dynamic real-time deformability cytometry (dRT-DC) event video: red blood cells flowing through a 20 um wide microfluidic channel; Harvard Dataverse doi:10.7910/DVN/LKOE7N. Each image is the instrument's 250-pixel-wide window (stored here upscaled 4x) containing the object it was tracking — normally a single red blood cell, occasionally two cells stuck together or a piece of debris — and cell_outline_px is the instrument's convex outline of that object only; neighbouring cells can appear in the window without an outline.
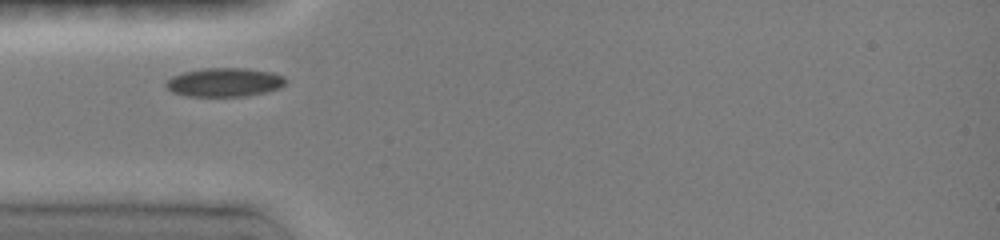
{"species": "common noctule bat (a hibernating species)", "species_latin": "Nyctalus noctula", "temperature_condition": "room temperature", "stored_images_in_passage": 18, "camera_frame_rate_fps": 3000, "um_per_image_px": 0.085, "animal": {"sex": "female", "body_mass_g": 19.0, "forearm_length_mm": 51.5}, "frame": {"image": 1, "passage_image": 1, "time_ms": 0.0, "image_size_px": [1000, 240], "cell_outline_px": [[284, 84], [280, 88], [264, 92], [244, 96], [188, 96], [172, 92], [164, 84], [172, 76], [184, 72], [204, 68], [244, 68], [272, 72], [284, 76]], "centroid_in_image_um": [19.06, 6.99], "position_along_channel_um": 65.9, "area_um2": 19.88}}
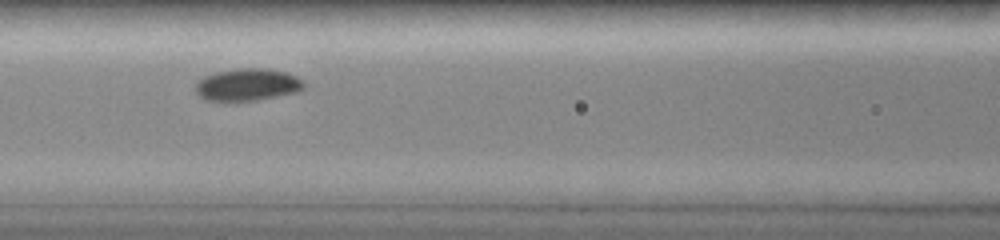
{"frame": {"image": 2, "passage_image": 6, "time_ms": 2.0, "image_size_px": [1000, 240], "cell_outline_px": [[304, 88], [296, 92], [256, 100], [208, 100], [200, 96], [196, 92], [196, 84], [204, 76], [216, 72], [236, 68], [264, 68], [288, 72], [304, 80]], "centroid_in_image_um": [21.07, 7.17], "position_along_channel_um": 145.5, "area_um2": 20.17}}
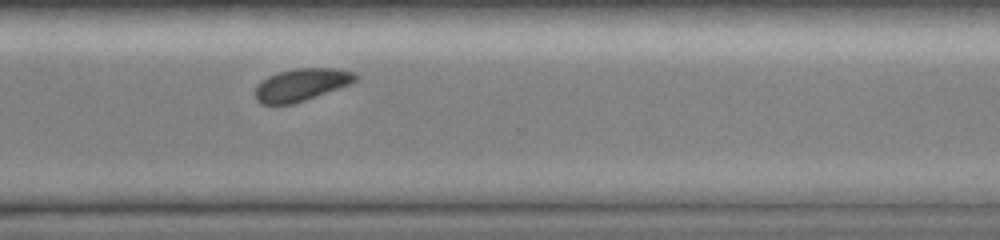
{"frame": {"image": 3, "passage_image": 18, "time_ms": 7.0, "image_size_px": [1000, 240], "cell_outline_px": [[356, 80], [348, 84], [304, 100], [292, 104], [260, 104], [256, 100], [256, 84], [268, 76], [280, 72], [296, 68], [336, 68], [356, 72]], "centroid_in_image_um": [25.58, 7.19], "position_along_channel_um": 345.0, "area_um2": 18.61}}